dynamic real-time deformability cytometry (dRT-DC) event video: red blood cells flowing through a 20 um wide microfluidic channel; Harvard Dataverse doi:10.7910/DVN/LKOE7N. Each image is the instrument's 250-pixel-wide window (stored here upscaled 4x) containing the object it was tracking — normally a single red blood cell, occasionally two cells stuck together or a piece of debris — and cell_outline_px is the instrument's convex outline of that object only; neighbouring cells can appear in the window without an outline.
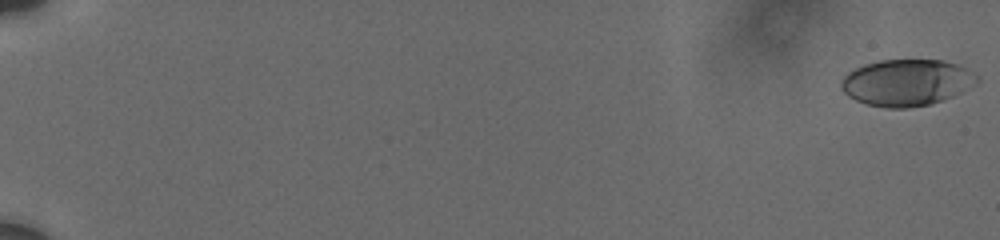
{"species": "human", "species_latin": "Homo sapiens", "temperature_condition": "cold", "stored_images_in_passage": 51, "camera_frame_rate_fps": 3000, "um_per_image_px": 0.085, "donor": {"sex": "male"}, "frame": {"image": 1, "passage_image": 1, "time_ms": 0.0, "image_size_px": [1000, 240], "cell_outline_px": [[980, 80], [976, 84], [944, 100], [928, 104], [908, 108], [884, 108], [864, 104], [848, 96], [840, 88], [840, 80], [848, 72], [864, 64], [880, 60], [944, 60], [956, 64], [980, 76]], "centroid_in_image_um": [77.04, 7.02], "position_along_channel_um": 8.0, "area_um2": 36.99}}
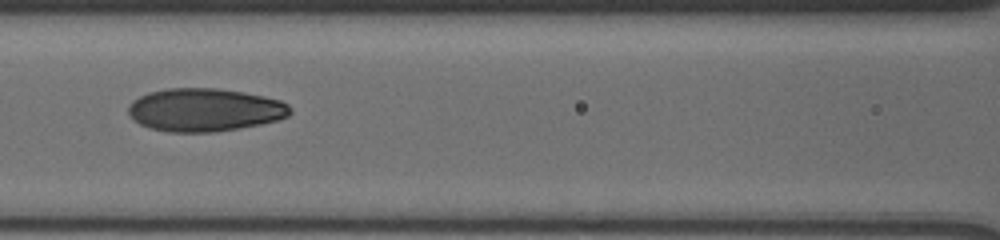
{"frame": {"image": 2, "passage_image": 32, "time_ms": 9.667, "image_size_px": [1000, 240], "cell_outline_px": [[292, 112], [288, 116], [276, 120], [260, 124], [240, 128], [212, 132], [168, 132], [152, 128], [140, 124], [128, 112], [128, 104], [132, 100], [148, 92], [164, 88], [216, 88], [244, 92], [264, 96], [280, 100], [288, 104], [292, 108]], "centroid_in_image_um": [17.4, 9.33], "position_along_channel_um": 149.2, "area_um2": 40.69}}
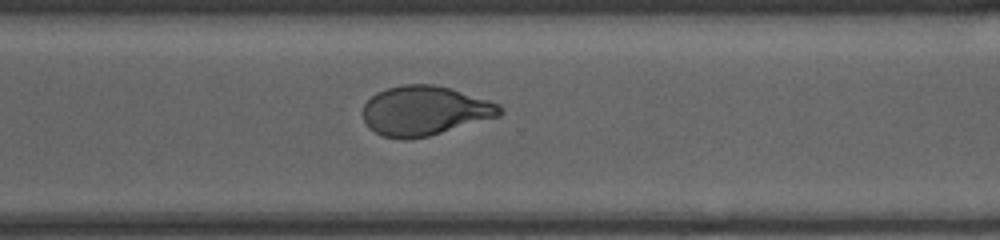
{"frame": {"image": 3, "passage_image": 50, "time_ms": 14.667, "image_size_px": [1000, 240], "cell_outline_px": [[504, 112], [500, 116], [428, 136], [404, 140], [384, 136], [368, 128], [364, 120], [364, 104], [376, 92], [400, 84], [432, 84], [452, 88], [500, 104], [504, 108]], "centroid_in_image_um": [36.12, 9.4], "position_along_channel_um": 334.5, "area_um2": 39.59}}